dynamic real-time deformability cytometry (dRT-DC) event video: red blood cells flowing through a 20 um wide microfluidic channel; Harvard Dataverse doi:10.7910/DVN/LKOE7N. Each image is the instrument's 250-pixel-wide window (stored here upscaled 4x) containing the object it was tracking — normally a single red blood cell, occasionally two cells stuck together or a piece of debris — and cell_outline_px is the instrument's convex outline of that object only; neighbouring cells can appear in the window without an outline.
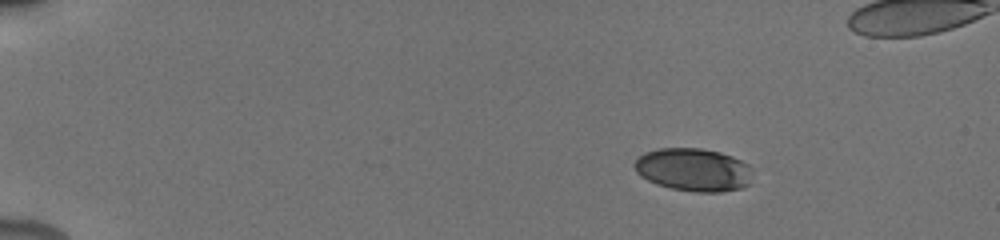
{"species": "human", "species_latin": "Homo sapiens", "temperature_condition": "cold", "stored_images_in_passage": 19, "camera_frame_rate_fps": 3000, "um_per_image_px": 0.085, "donor": {"sex": "male"}, "frame": {"image": 1, "passage_image": 1, "time_ms": 0.0, "image_size_px": [1000, 240], "cell_outline_px": [[752, 184], [740, 188], [720, 192], [696, 192], [672, 188], [656, 184], [640, 176], [636, 172], [632, 164], [644, 152], [660, 148], [700, 148], [720, 152], [732, 156], [748, 164], [752, 168]], "centroid_in_image_um": [58.96, 14.43], "position_along_channel_um": 26.0, "area_um2": 29.88}}
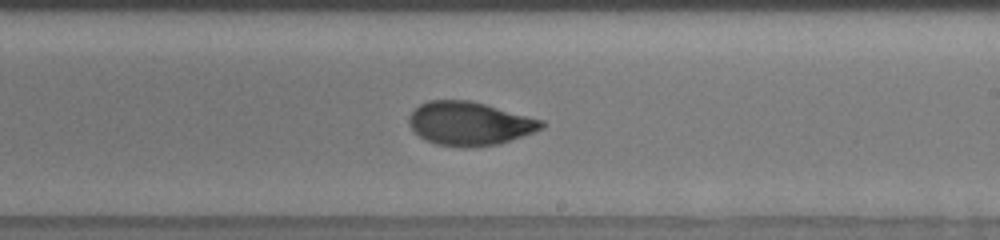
{"frame": {"image": 2, "passage_image": 19, "time_ms": 8.667, "image_size_px": [1000, 240], "cell_outline_px": [[544, 128], [500, 144], [476, 148], [464, 148], [436, 144], [420, 136], [408, 124], [408, 116], [420, 104], [428, 100], [468, 100], [484, 104], [544, 120]], "centroid_in_image_um": [39.92, 10.51], "position_along_channel_um": 249.1, "area_um2": 33.7}}